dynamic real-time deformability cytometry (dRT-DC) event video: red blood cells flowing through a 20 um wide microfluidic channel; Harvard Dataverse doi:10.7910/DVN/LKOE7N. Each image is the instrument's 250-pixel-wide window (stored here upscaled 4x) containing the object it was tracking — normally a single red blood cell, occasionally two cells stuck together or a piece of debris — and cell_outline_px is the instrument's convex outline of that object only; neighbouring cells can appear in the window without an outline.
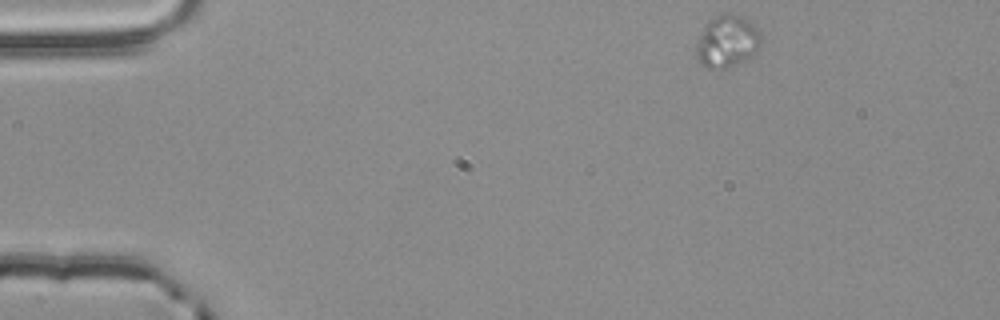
{"species": "common noctule bat (a hibernating species)", "species_latin": "Nyctalus noctula", "temperature_condition": "room temperature", "stored_images_in_passage": 3, "camera_frame_rate_fps": 3000, "um_per_image_px": 0.085, "animal": {"sex": "male", "body_mass_g": 20.4}, "frame": {"image": 1, "passage_image": 1, "time_ms": 0.0, "image_size_px": [1000, 320], "cell_outline_px": [[764, 40], [756, 52], [748, 60], [724, 68], [704, 68], [700, 64], [696, 56], [696, 44], [708, 20], [724, 12], [728, 12], [744, 16], [760, 28], [764, 36]], "centroid_in_image_um": [61.88, 3.49], "position_along_channel_um": 23.1, "area_um2": 20.4}}
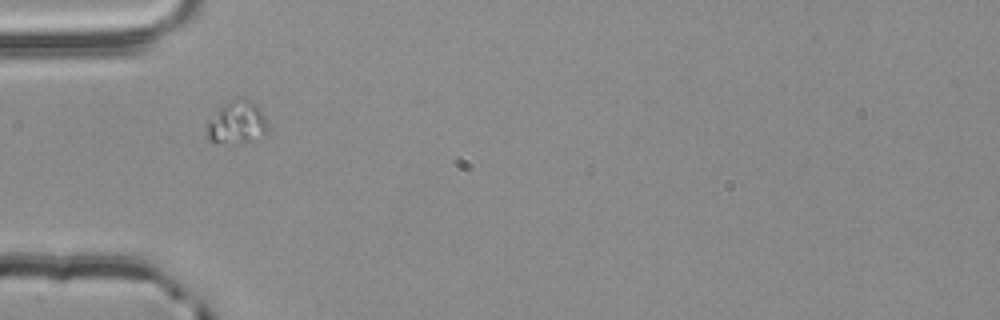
{"frame": {"image": 2, "passage_image": 3, "time_ms": 0.667, "image_size_px": [1000, 320], "cell_outline_px": [[268, 128], [264, 132], [252, 140], [240, 144], [212, 144], [208, 140], [208, 120], [220, 108], [236, 96], [244, 96], [252, 100], [256, 104], [264, 116], [268, 124]], "centroid_in_image_um": [20.12, 10.41], "position_along_channel_um": 64.9, "area_um2": 15.43}}